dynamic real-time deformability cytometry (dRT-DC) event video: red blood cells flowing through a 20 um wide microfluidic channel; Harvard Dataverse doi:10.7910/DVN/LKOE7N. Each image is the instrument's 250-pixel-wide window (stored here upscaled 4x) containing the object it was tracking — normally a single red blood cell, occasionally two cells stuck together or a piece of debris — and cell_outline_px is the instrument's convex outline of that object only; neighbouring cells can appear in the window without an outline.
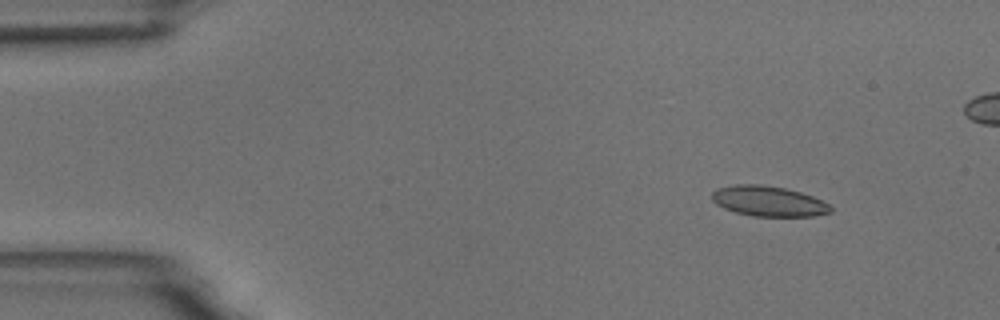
{"species": "common noctule bat (a hibernating species)", "species_latin": "Nyctalus noctula", "temperature_condition": "room temperature", "stored_images_in_passage": 6, "camera_frame_rate_fps": 3000, "um_per_image_px": 0.085, "animal": {"sex": "male", "body_mass_g": 18.8}, "frame": {"image": 1, "passage_image": 2, "time_ms": 2.0, "image_size_px": [1000, 320], "cell_outline_px": [[832, 212], [812, 216], [752, 216], [736, 212], [724, 208], [716, 204], [712, 200], [712, 192], [716, 188], [736, 184], [760, 184], [784, 188], [800, 192], [812, 196], [828, 204], [832, 208]], "centroid_in_image_um": [65.29, 17.1], "position_along_channel_um": 19.7, "area_um2": 20.87}}